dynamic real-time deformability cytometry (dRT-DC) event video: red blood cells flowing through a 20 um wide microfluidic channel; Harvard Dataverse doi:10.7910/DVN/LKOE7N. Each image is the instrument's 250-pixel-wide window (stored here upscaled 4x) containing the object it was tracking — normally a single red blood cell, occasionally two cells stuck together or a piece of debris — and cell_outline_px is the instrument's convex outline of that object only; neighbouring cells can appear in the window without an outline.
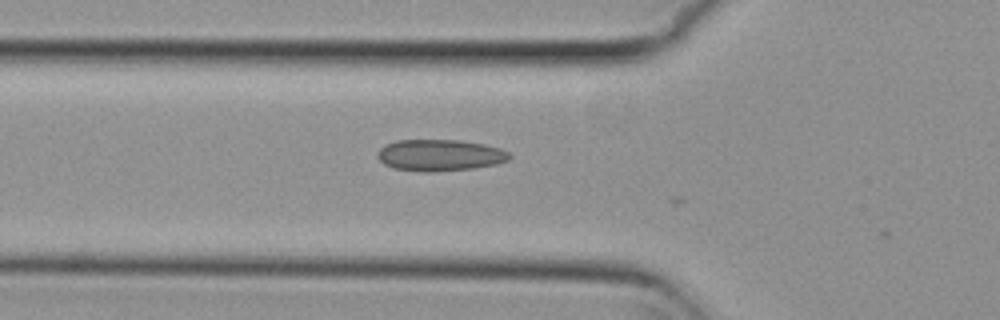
{"species": "common noctule bat (a hibernating species)", "species_latin": "Nyctalus noctula", "temperature_condition": "cold", "stored_images_in_passage": 6, "camera_frame_rate_fps": 3000, "um_per_image_px": 0.085, "animal": {"sex": "female", "body_mass_g": 29.2, "forearm_length_mm": 56.3}, "frame": {"image": 1, "passage_image": 4, "time_ms": 1.0, "image_size_px": [1000, 320], "cell_outline_px": [[512, 156], [508, 160], [496, 164], [472, 168], [432, 172], [424, 172], [392, 168], [384, 164], [376, 156], [376, 152], [384, 144], [396, 140], [460, 140], [484, 144], [500, 148], [508, 152]], "centroid_in_image_um": [37.35, 13.19], "position_along_channel_um": 88.5, "area_um2": 24.39}}